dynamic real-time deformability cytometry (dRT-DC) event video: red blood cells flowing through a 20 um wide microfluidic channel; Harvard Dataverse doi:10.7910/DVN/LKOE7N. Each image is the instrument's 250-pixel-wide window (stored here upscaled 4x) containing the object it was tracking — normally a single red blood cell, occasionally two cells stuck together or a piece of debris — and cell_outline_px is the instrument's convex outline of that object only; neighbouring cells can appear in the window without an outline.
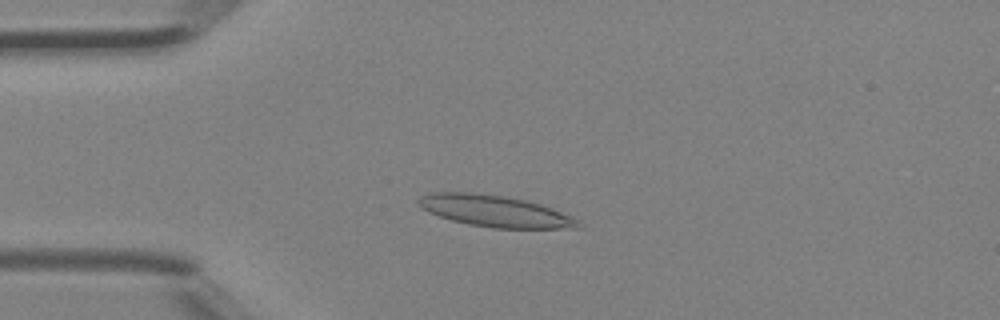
{"species": "Egyptian fruit bat (a non-hibernating species)", "species_latin": "Rousettus aegyptiacus", "temperature_condition": "room temperature", "stored_images_in_passage": 36, "camera_frame_rate_fps": 3000, "um_per_image_px": 0.085, "animal": {"sex": "female"}, "frame": {"image": 1, "passage_image": 2, "time_ms": 0.333, "image_size_px": [1000, 320], "cell_outline_px": [[584, 228], [492, 228], [468, 224], [452, 220], [428, 212], [420, 208], [416, 204], [416, 200], [420, 196], [432, 192], [472, 192], [504, 196], [524, 200], [540, 204], [552, 208], [572, 216], [580, 220]], "centroid_in_image_um": [42.06, 17.94], "position_along_channel_um": 42.9, "area_um2": 29.54}}
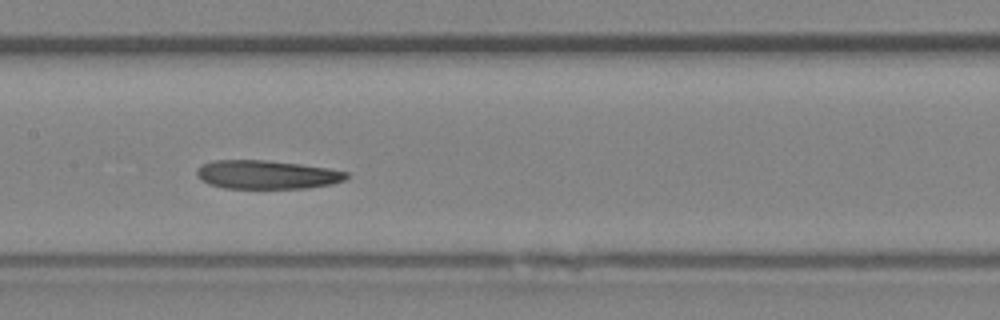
{"frame": {"image": 2, "passage_image": 13, "time_ms": 4.0, "image_size_px": [1000, 320], "cell_outline_px": [[348, 176], [344, 180], [332, 184], [304, 188], [224, 188], [208, 184], [200, 180], [196, 176], [196, 172], [204, 164], [216, 160], [268, 160], [300, 164], [328, 168], [348, 172]], "centroid_in_image_um": [22.68, 14.84], "position_along_channel_um": 184.7, "area_um2": 24.91}}
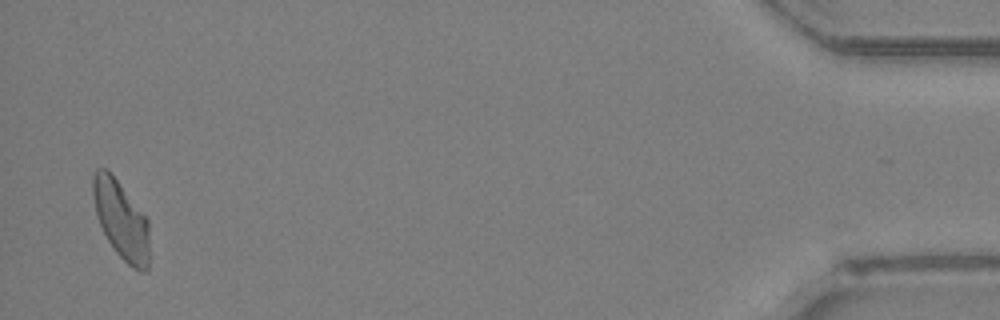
{"frame": {"image": 3, "passage_image": 35, "time_ms": 11.333, "image_size_px": [1000, 320], "cell_outline_px": [[148, 272], [140, 272], [132, 268], [116, 252], [108, 240], [100, 224], [96, 212], [92, 192], [92, 176], [96, 168], [108, 168], [148, 220]], "centroid_in_image_um": [10.28, 18.68], "position_along_channel_um": 424.9, "area_um2": 25.55}, "authors_computed_cell_mechanics": {"area_um2": 25.8366, "velocity_mm_per_s": 4.4846, "shape_relaxation_time_tau1_ms": null, "shape_relaxation_time_tau2_ms": 4.8771, "deformation_change_tau1": null, "deformation_change_tau2": 0.1186}}